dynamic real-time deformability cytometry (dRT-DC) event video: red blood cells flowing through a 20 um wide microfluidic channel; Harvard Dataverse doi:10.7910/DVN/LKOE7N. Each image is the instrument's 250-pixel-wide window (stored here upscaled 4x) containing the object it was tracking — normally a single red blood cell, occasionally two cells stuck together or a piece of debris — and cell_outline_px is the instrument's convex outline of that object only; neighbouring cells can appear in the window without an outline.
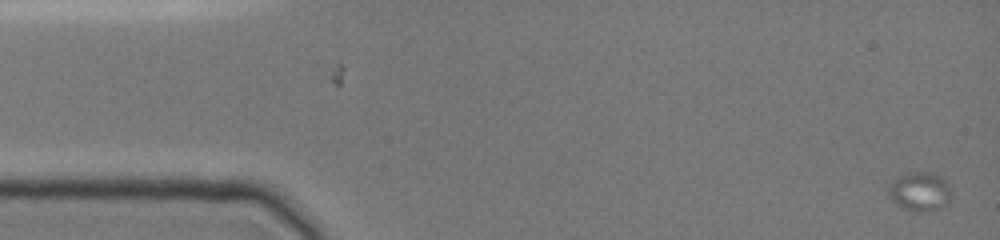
{"species": "common noctule bat (a hibernating species)", "species_latin": "Nyctalus noctula", "temperature_condition": "cold", "stored_images_in_passage": 14, "camera_frame_rate_fps": 3000, "um_per_image_px": 0.085, "animal": {"sex": "female", "body_mass_g": 19.0, "forearm_length_mm": 51.5}, "frame": {"image": 1, "passage_image": 1, "time_ms": 0.0, "image_size_px": [1000, 240], "cell_outline_px": [[952, 196], [948, 204], [940, 208], [928, 212], [916, 212], [900, 208], [888, 196], [888, 188], [900, 176], [908, 172], [928, 172], [940, 176], [948, 184], [952, 192]], "centroid_in_image_um": [78.22, 16.32], "position_along_channel_um": 6.8, "area_um2": 14.45}}